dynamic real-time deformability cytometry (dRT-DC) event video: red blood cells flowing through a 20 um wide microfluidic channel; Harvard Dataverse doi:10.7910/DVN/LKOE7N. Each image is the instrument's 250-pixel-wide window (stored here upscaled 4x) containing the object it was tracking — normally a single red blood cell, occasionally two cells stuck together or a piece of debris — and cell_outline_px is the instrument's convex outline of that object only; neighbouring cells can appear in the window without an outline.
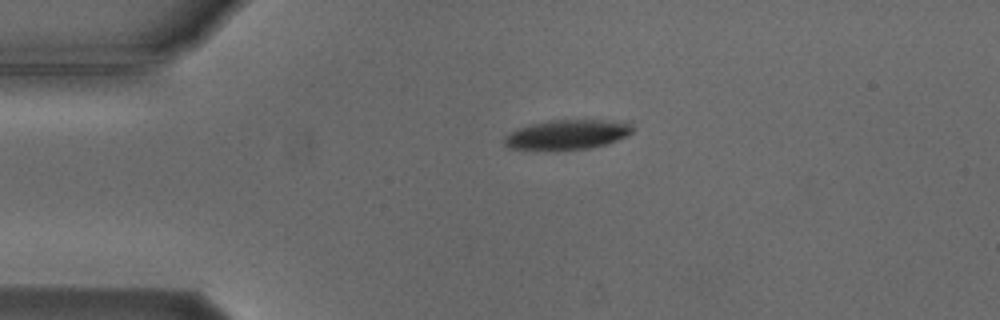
{"species": "Egyptian fruit bat (a non-hibernating species)", "species_latin": "Rousettus aegyptiacus", "temperature_condition": "cold", "stored_images_in_passage": 2, "camera_frame_rate_fps": 3000, "um_per_image_px": 0.085, "animal": {"sex": "male"}, "frame": {"image": 1, "passage_image": 1, "time_ms": 0.0, "image_size_px": [1000, 320], "cell_outline_px": [[636, 128], [628, 136], [604, 144], [588, 148], [508, 148], [504, 144], [504, 136], [508, 132], [516, 128], [548, 120], [600, 120], [628, 124]], "centroid_in_image_um": [48.18, 11.41], "position_along_channel_um": 36.8, "area_um2": 21.44}}